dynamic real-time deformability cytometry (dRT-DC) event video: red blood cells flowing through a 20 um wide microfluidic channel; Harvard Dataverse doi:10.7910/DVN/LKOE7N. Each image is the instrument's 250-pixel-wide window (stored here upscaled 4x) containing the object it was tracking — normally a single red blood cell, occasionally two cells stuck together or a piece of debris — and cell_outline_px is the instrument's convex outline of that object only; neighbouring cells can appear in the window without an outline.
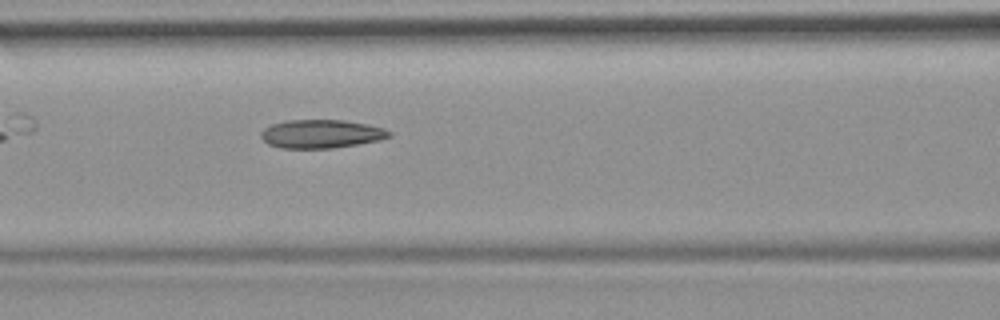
{"species": "common noctule bat (a hibernating species)", "species_latin": "Nyctalus noctula", "temperature_condition": "room temperature", "stored_images_in_passage": 17, "camera_frame_rate_fps": 3000, "um_per_image_px": 0.085, "animal": {"sex": "female", "body_mass_g": 19.9}, "frame": {"image": 1, "passage_image": 10, "time_ms": 3.0, "image_size_px": [1000, 320], "cell_outline_px": [[392, 136], [380, 140], [332, 148], [280, 148], [268, 144], [260, 136], [260, 132], [264, 128], [272, 124], [288, 120], [344, 120], [368, 124], [384, 128], [392, 132]], "centroid_in_image_um": [27.31, 11.38], "position_along_channel_um": 139.3, "area_um2": 21.33}}